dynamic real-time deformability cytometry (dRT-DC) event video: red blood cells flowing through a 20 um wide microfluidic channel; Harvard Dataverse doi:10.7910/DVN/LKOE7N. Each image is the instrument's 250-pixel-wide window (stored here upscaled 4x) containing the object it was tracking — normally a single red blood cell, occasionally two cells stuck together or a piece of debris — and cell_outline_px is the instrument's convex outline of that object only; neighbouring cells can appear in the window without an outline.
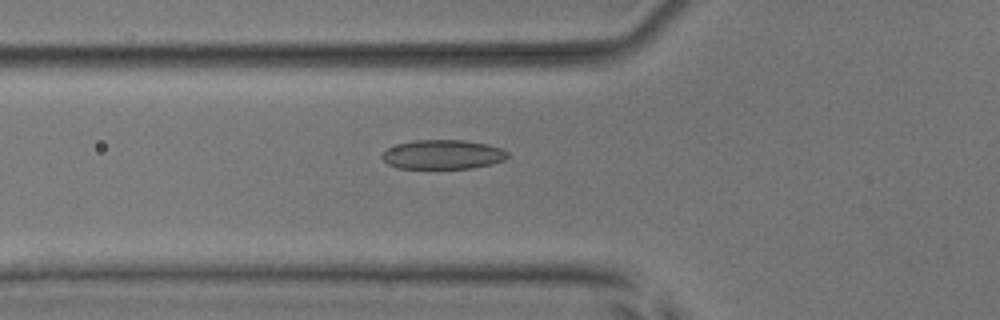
{"species": "common noctule bat (a hibernating species)", "species_latin": "Nyctalus noctula", "temperature_condition": "room temperature", "stored_images_in_passage": 38, "camera_frame_rate_fps": 3000, "um_per_image_px": 0.085, "animal": {"sex": "male", "body_mass_g": 17.9, "forearm_length_mm": 54.2}, "frame": {"image": 1, "passage_image": 6, "time_ms": 1.667, "image_size_px": [1000, 320], "cell_outline_px": [[508, 156], [504, 160], [492, 164], [472, 168], [396, 168], [388, 164], [380, 156], [388, 148], [396, 144], [416, 140], [464, 140], [488, 144], [500, 148], [508, 152]], "centroid_in_image_um": [37.64, 13.13], "position_along_channel_um": 88.2, "area_um2": 21.44}}
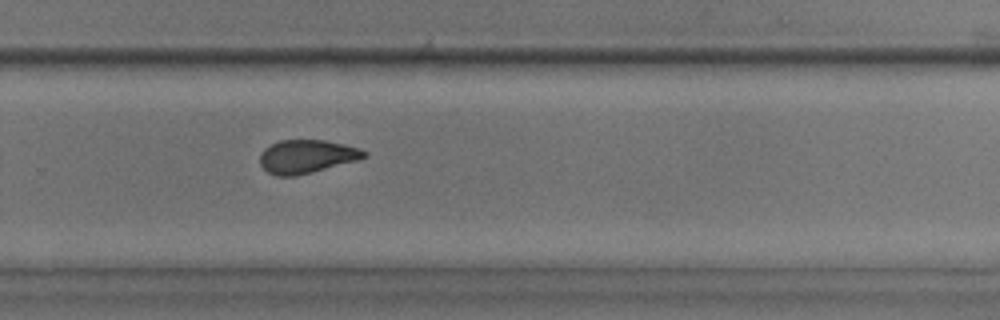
{"frame": {"image": 2, "passage_image": 23, "time_ms": 7.333, "image_size_px": [1000, 320], "cell_outline_px": [[368, 156], [360, 160], [296, 176], [276, 176], [268, 172], [260, 164], [260, 152], [264, 148], [280, 140], [324, 140], [344, 144], [360, 148], [368, 152]], "centroid_in_image_um": [26.1, 13.3], "position_along_channel_um": 303.7, "area_um2": 20.46}}
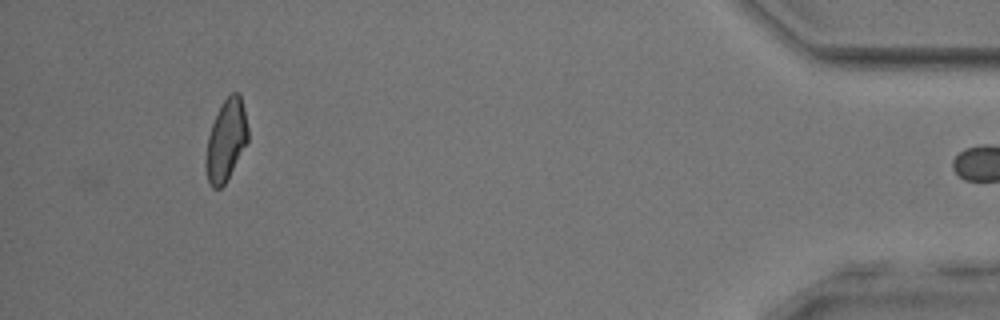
{"frame": {"image": 3, "passage_image": 37, "time_ms": 12.0, "image_size_px": [1000, 320], "cell_outline_px": [[248, 140], [224, 184], [220, 188], [212, 188], [208, 184], [204, 164], [208, 136], [212, 124], [220, 104], [232, 92], [240, 92], [244, 108], [248, 128]], "centroid_in_image_um": [19.19, 11.91], "position_along_channel_um": 416.0, "area_um2": 19.94}}